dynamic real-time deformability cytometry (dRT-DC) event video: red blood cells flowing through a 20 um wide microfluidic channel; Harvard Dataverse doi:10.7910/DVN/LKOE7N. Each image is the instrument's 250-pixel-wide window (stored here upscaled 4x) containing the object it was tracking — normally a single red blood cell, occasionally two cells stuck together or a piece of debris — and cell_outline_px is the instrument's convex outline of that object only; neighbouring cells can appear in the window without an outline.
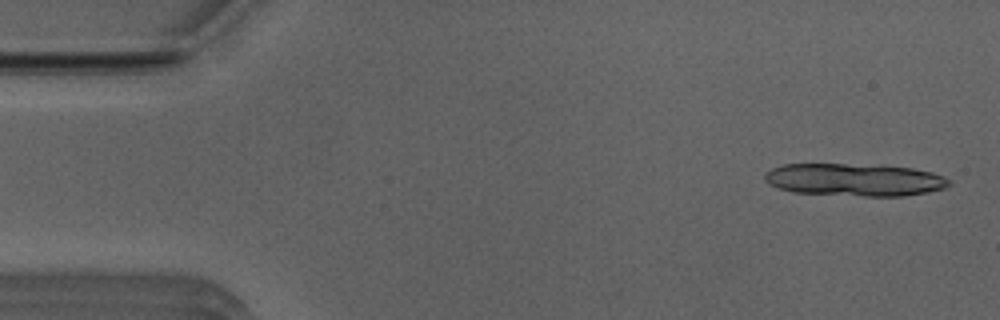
{"species": "Egyptian fruit bat (a non-hibernating species)", "species_latin": "Rousettus aegyptiacus", "temperature_condition": "room temperature", "stored_images_in_passage": 11, "camera_frame_rate_fps": 3000, "um_per_image_px": 0.085, "animal": {"sex": "male"}, "frame": {"image": 1, "passage_image": 2, "time_ms": 0.333, "image_size_px": [1000, 320], "cell_outline_px": [[952, 184], [944, 188], [928, 192], [904, 196], [864, 196], [792, 192], [776, 188], [768, 184], [764, 180], [764, 176], [772, 168], [784, 164], [844, 164], [912, 168], [932, 172], [944, 176], [952, 180]], "centroid_in_image_um": [72.64, 15.29], "position_along_channel_um": 12.4, "area_um2": 34.97}}